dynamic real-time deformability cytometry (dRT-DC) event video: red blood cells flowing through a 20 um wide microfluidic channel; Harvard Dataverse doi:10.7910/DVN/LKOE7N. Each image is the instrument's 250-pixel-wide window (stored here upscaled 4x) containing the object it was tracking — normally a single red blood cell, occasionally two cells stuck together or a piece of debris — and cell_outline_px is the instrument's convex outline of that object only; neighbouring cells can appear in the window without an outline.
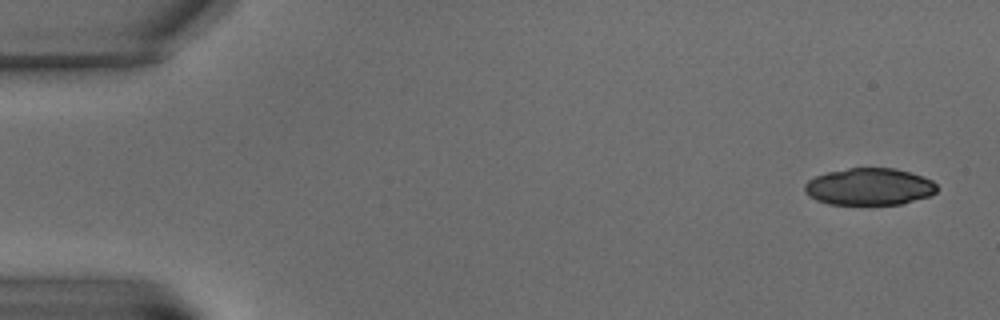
{"species": "common noctule bat (a hibernating species)", "species_latin": "Nyctalus noctula", "temperature_condition": "warm", "stored_images_in_passage": 7, "camera_frame_rate_fps": 3000, "um_per_image_px": 0.085, "animal": {"sex": "male", "body_mass_g": 15.6}, "frame": {"image": 1, "passage_image": 1, "time_ms": 0.0, "image_size_px": [1000, 320], "cell_outline_px": [[936, 192], [932, 196], [900, 204], [868, 208], [828, 204], [816, 200], [808, 196], [804, 192], [804, 184], [808, 180], [816, 176], [828, 172], [848, 168], [896, 168], [924, 176], [932, 180], [936, 184]], "centroid_in_image_um": [73.88, 15.92], "position_along_channel_um": 11.1, "area_um2": 29.77}}